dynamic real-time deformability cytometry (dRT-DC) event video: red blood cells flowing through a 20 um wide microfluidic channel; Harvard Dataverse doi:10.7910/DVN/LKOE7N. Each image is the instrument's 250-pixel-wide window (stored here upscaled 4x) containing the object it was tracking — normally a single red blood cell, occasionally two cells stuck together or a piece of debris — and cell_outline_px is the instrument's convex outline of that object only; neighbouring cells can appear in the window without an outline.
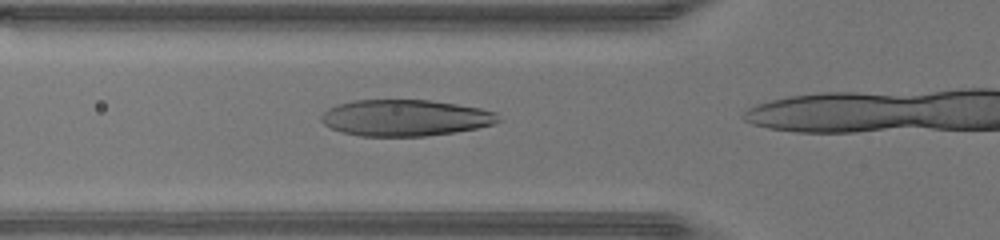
{"species": "human", "species_latin": "Homo sapiens", "temperature_condition": "warm", "stored_images_in_passage": 11, "camera_frame_rate_fps": 3000, "um_per_image_px": 0.085, "donor": {"sex": "male"}, "frame": {"image": 1, "passage_image": 8, "time_ms": 2.333, "image_size_px": [1000, 240], "cell_outline_px": [[504, 120], [496, 124], [456, 132], [424, 136], [360, 136], [340, 132], [324, 124], [320, 120], [320, 116], [328, 108], [336, 104], [352, 100], [428, 100], [456, 104], [480, 108], [496, 112]], "centroid_in_image_um": [34.46, 10.02], "position_along_channel_um": 91.3, "area_um2": 37.86}}
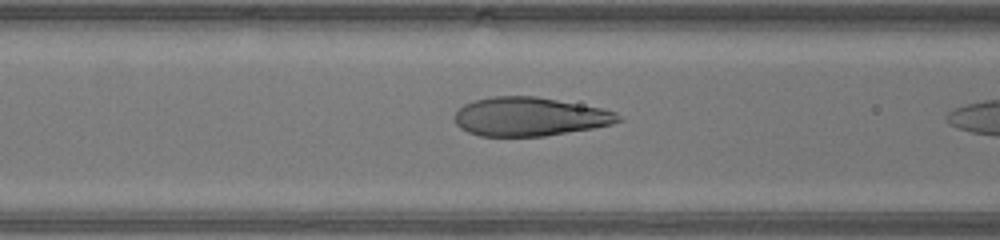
{"frame": {"image": 2, "passage_image": 10, "time_ms": 3.0, "image_size_px": [1000, 240], "cell_outline_px": [[624, 120], [612, 124], [592, 128], [544, 136], [480, 136], [468, 132], [460, 128], [456, 124], [456, 112], [464, 104], [472, 100], [492, 96], [536, 96], [600, 108], [616, 112]], "centroid_in_image_um": [45.01, 9.91], "position_along_channel_um": 121.6, "area_um2": 36.82}}